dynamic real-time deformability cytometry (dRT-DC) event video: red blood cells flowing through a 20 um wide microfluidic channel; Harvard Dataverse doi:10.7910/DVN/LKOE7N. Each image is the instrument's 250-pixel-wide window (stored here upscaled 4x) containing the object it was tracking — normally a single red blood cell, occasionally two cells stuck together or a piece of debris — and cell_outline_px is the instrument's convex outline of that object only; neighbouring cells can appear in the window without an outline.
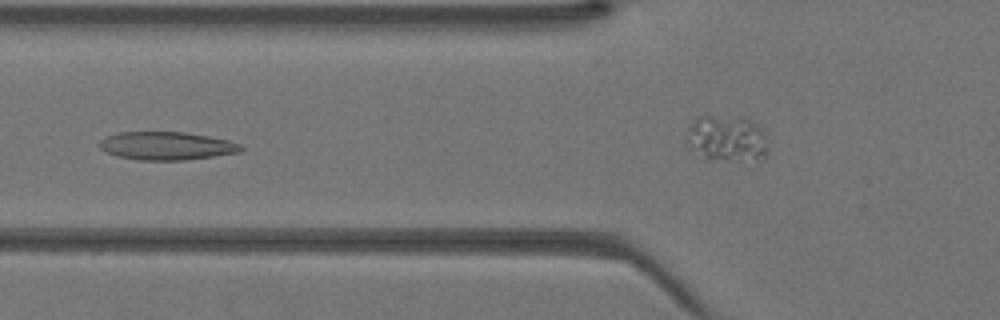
{"species": "Egyptian fruit bat (a non-hibernating species)", "species_latin": "Rousettus aegyptiacus", "temperature_condition": "warm", "stored_images_in_passage": 36, "camera_frame_rate_fps": 3000, "um_per_image_px": 0.085, "animal": {"sex": "female"}, "frame": {"image": 1, "passage_image": 15, "time_ms": 4.667, "image_size_px": [1000, 320], "cell_outline_px": [[244, 148], [240, 152], [184, 160], [140, 160], [116, 156], [104, 152], [100, 148], [100, 140], [104, 136], [116, 132], [184, 132], [208, 136], [228, 140], [240, 144]], "centroid_in_image_um": [14.11, 12.39], "position_along_channel_um": 111.7, "area_um2": 23.24}}
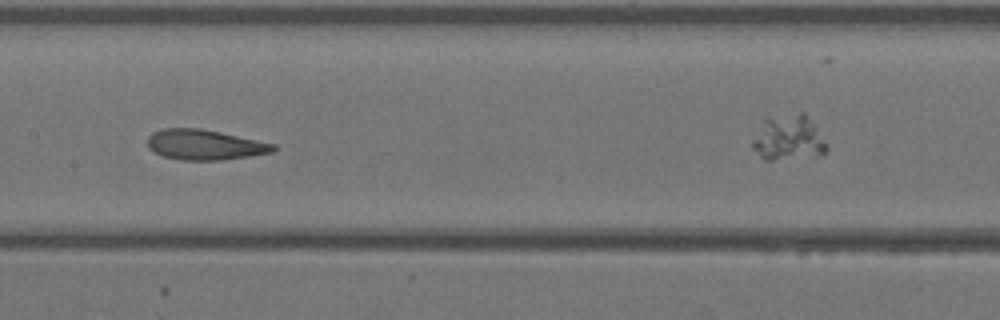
{"frame": {"image": 2, "passage_image": 20, "time_ms": 6.333, "image_size_px": [1000, 320], "cell_outline_px": [[276, 148], [272, 152], [248, 156], [220, 160], [180, 160], [164, 156], [148, 148], [148, 136], [152, 132], [164, 128], [200, 128], [220, 132], [276, 144]], "centroid_in_image_um": [17.38, 12.3], "position_along_channel_um": 190.0, "area_um2": 22.02}}
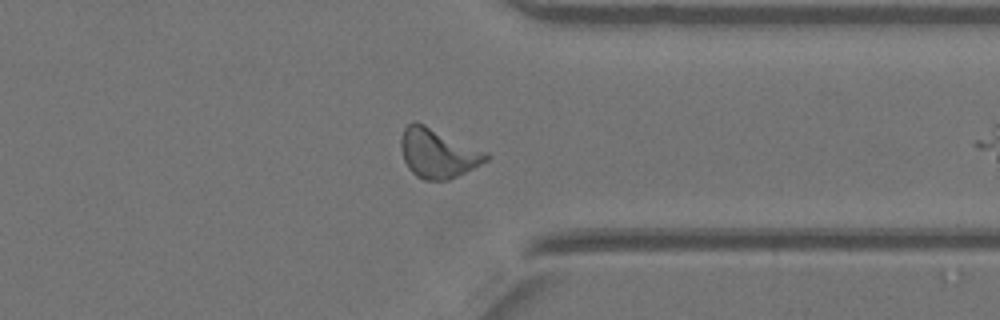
{"frame": {"image": 3, "passage_image": 32, "time_ms": 10.333, "image_size_px": [1000, 320], "cell_outline_px": [[492, 156], [488, 160], [448, 180], [424, 180], [416, 176], [408, 168], [404, 160], [400, 148], [400, 140], [404, 128], [412, 120], [416, 120], [488, 152]], "centroid_in_image_um": [37.2, 13.0], "position_along_channel_um": 374.2, "area_um2": 24.62}}